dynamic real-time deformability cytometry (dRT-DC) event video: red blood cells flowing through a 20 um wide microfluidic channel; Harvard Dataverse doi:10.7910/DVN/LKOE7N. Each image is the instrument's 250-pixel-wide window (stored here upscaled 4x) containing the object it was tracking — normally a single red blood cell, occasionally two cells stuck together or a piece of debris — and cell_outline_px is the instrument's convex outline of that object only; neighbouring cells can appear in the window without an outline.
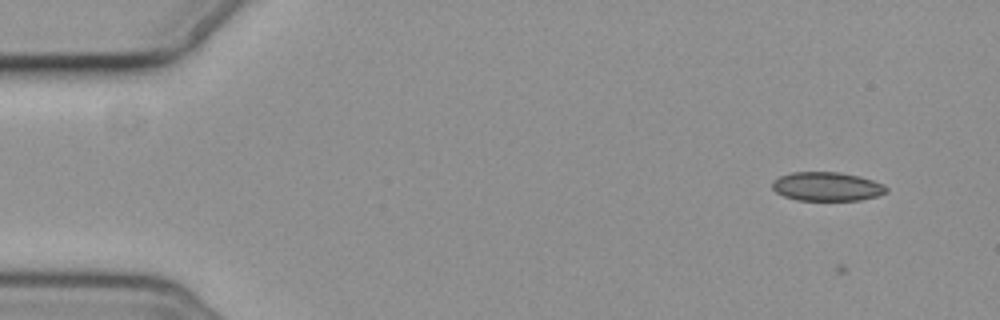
{"species": "common noctule bat (a hibernating species)", "species_latin": "Nyctalus noctula", "temperature_condition": "cold", "stored_images_in_passage": 8, "camera_frame_rate_fps": 3000, "um_per_image_px": 0.085, "animal": {"sex": "female", "body_mass_g": 19.3, "forearm_length_mm": 54.1}, "frame": {"image": 1, "passage_image": 3, "time_ms": 2.333, "image_size_px": [1000, 320], "cell_outline_px": [[888, 192], [876, 196], [860, 200], [796, 200], [784, 196], [776, 192], [772, 188], [772, 180], [780, 176], [792, 172], [840, 172], [860, 176], [884, 184], [888, 188]], "centroid_in_image_um": [70.29, 15.85], "position_along_channel_um": 14.7, "area_um2": 19.31}}
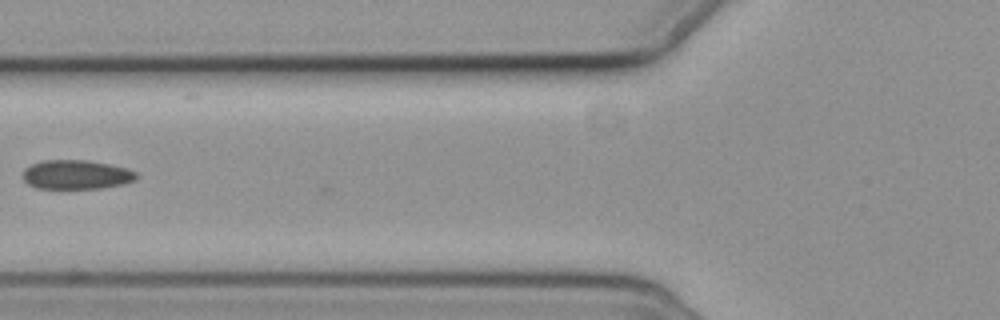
{"frame": {"image": 2, "passage_image": 7, "time_ms": 8.333, "image_size_px": [1000, 320], "cell_outline_px": [[140, 176], [136, 180], [124, 184], [100, 188], [36, 188], [28, 184], [24, 180], [24, 168], [32, 164], [44, 160], [88, 160], [108, 164], [124, 168], [136, 172]], "centroid_in_image_um": [6.51, 14.84], "position_along_channel_um": 119.3, "area_um2": 19.25}}
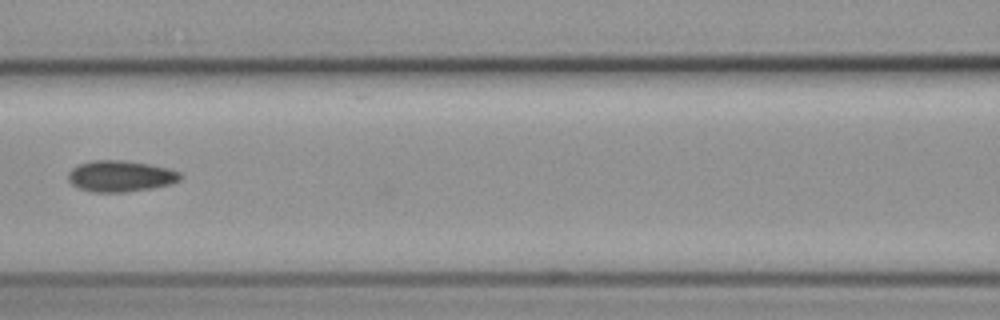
{"frame": {"image": 3, "passage_image": 8, "time_ms": 9.333, "image_size_px": [1000, 320], "cell_outline_px": [[184, 176], [180, 180], [172, 184], [152, 188], [128, 192], [92, 192], [76, 188], [68, 180], [68, 172], [76, 164], [92, 160], [124, 160], [152, 164], [168, 168], [180, 172]], "centroid_in_image_um": [10.24, 14.97], "position_along_channel_um": 156.4, "area_um2": 20.87}}